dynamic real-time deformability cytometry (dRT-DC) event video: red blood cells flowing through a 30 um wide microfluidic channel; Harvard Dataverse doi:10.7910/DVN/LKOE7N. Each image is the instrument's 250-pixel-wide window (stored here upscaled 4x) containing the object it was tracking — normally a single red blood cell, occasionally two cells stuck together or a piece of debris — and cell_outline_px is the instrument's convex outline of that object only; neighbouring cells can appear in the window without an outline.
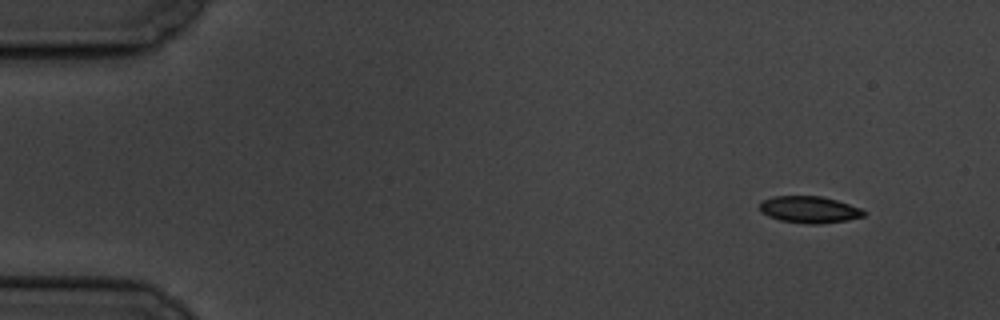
{"species": "common noctule bat (a hibernating species)", "species_latin": "Nyctalus noctula", "temperature_condition": "cold", "stored_images_in_passage": 4, "camera_frame_rate_fps": 3000, "um_per_image_px": 0.085, "animal": {"sex": "male", "body_mass_g": 19.5, "forearm_length_mm": 54.6}, "frame": {"image": 1, "passage_image": 1, "time_ms": 0.0, "image_size_px": [1000, 320], "cell_outline_px": [[864, 216], [848, 220], [820, 224], [808, 224], [780, 220], [768, 216], [760, 212], [760, 200], [772, 196], [824, 196], [860, 208], [864, 212]], "centroid_in_image_um": [68.74, 17.81], "position_along_channel_um": 16.3, "area_um2": 16.3}}